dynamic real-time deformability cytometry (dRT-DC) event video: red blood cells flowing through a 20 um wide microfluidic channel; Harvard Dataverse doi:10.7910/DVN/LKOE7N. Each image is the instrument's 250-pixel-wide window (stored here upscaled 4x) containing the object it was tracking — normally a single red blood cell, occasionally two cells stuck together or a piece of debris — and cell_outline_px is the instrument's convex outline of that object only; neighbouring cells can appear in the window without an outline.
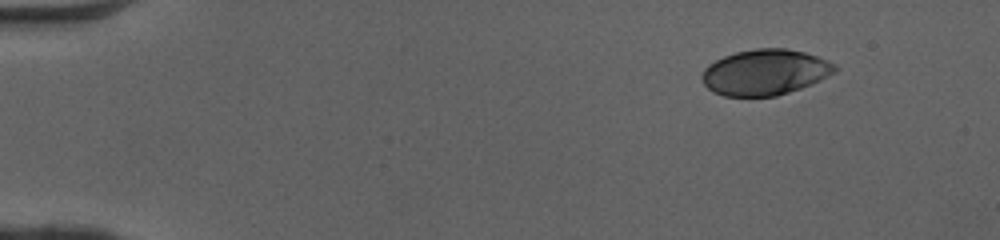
{"species": "human", "species_latin": "Homo sapiens", "temperature_condition": "cold", "stored_images_in_passage": 45, "camera_frame_rate_fps": 3000, "um_per_image_px": 0.085, "donor": {"sex": "female"}, "frame": {"image": 1, "passage_image": 1, "time_ms": 0.0, "image_size_px": [1000, 240], "cell_outline_px": [[836, 72], [820, 80], [800, 88], [776, 96], [724, 96], [712, 92], [704, 84], [700, 76], [704, 68], [708, 64], [724, 56], [736, 52], [756, 48], [784, 48], [804, 52], [828, 60], [836, 64]], "centroid_in_image_um": [65.01, 6.14], "position_along_channel_um": 20.0, "area_um2": 35.43}}
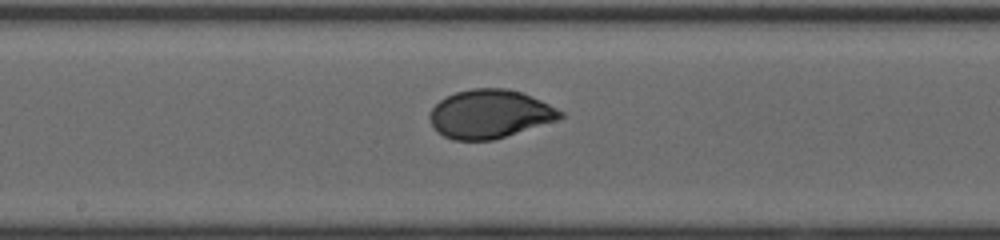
{"frame": {"image": 2, "passage_image": 23, "time_ms": 7.333, "image_size_px": [1000, 240], "cell_outline_px": [[564, 116], [556, 120], [492, 140], [452, 140], [444, 136], [432, 124], [428, 116], [432, 108], [444, 96], [456, 92], [472, 88], [504, 88], [520, 92], [540, 100], [564, 112]], "centroid_in_image_um": [41.6, 9.68], "position_along_channel_um": 206.6, "area_um2": 36.47}}
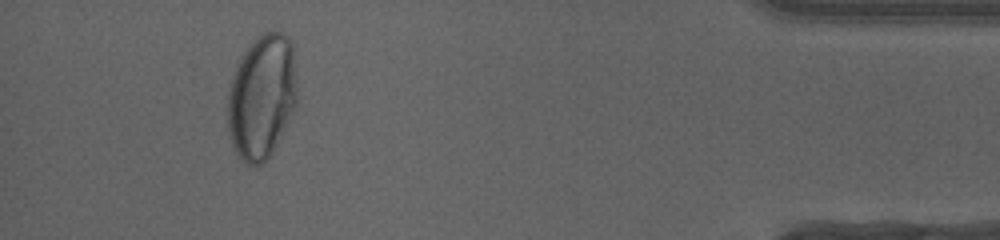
{"frame": {"image": 3, "passage_image": 42, "time_ms": 13.667, "image_size_px": [1000, 240], "cell_outline_px": [[296, 104], [268, 160], [260, 164], [244, 164], [236, 156], [232, 148], [228, 132], [228, 88], [232, 76], [240, 56], [256, 36], [264, 32], [284, 32], [288, 36], [292, 44], [296, 88]], "centroid_in_image_um": [22.21, 8.23], "position_along_channel_um": 413.0, "area_um2": 50.58}, "authors_computed_cell_mechanics": {"area_um2": 36.8186, "velocity_mm_per_s": 4.0909, "shape_relaxation_time_tau1_ms": 3.4042, "shape_relaxation_time_tau2_ms": null, "deformation_change_tau1": 0.1607, "deformation_change_tau2": null}}